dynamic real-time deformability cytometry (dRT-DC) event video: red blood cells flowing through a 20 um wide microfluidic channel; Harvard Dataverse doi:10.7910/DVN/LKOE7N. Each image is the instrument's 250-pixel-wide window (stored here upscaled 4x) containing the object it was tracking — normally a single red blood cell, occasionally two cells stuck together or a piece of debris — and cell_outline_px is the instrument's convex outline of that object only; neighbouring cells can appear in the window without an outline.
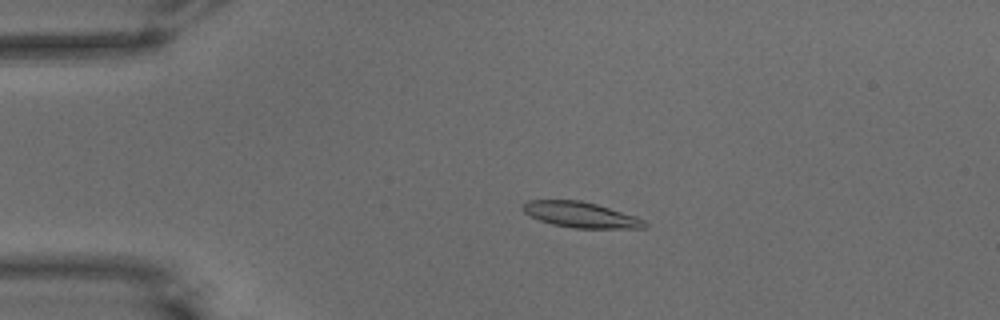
{"species": "common noctule bat (a hibernating species)", "species_latin": "Nyctalus noctula", "temperature_condition": "warm", "stored_images_in_passage": 57, "camera_frame_rate_fps": 3000, "um_per_image_px": 0.085, "animal": {"sex": "male", "body_mass_g": 15.6}, "frame": {"image": 1, "passage_image": 13, "time_ms": 4.0, "image_size_px": [1000, 320], "cell_outline_px": [[648, 224], [644, 228], [572, 228], [552, 224], [540, 220], [524, 212], [524, 204], [528, 200], [580, 200], [596, 204], [636, 216], [644, 220]], "centroid_in_image_um": [49.39, 18.26], "position_along_channel_um": 35.6, "area_um2": 17.98}}
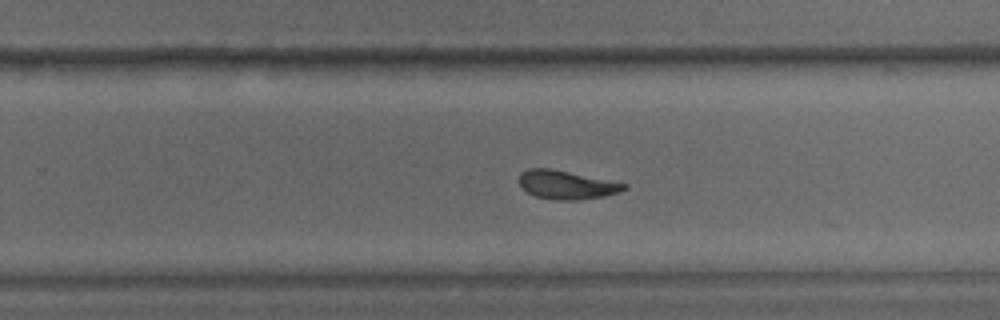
{"frame": {"image": 2, "passage_image": 37, "time_ms": 12.0, "image_size_px": [1000, 320], "cell_outline_px": [[628, 188], [620, 192], [604, 196], [580, 200], [556, 200], [536, 196], [528, 192], [520, 184], [520, 172], [528, 168], [552, 168], [628, 184]], "centroid_in_image_um": [48.18, 15.7], "position_along_channel_um": 281.6, "area_um2": 17.51}}
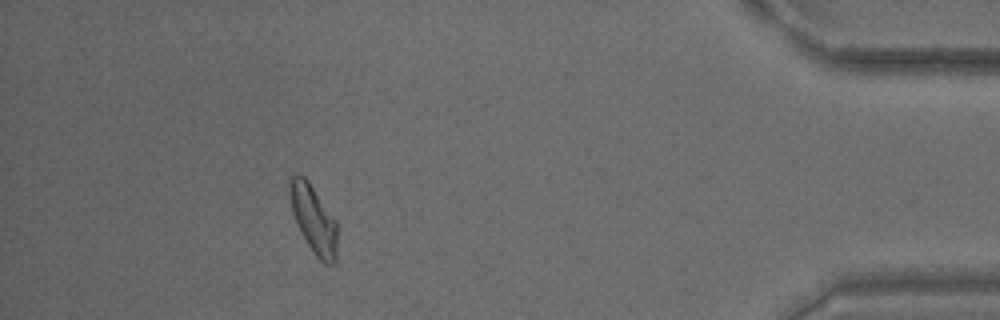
{"frame": {"image": 3, "passage_image": 52, "time_ms": 17.0, "image_size_px": [1000, 320], "cell_outline_px": [[336, 264], [324, 264], [316, 256], [308, 244], [292, 212], [288, 196], [288, 176], [296, 172], [304, 176], [308, 180], [336, 220]], "centroid_in_image_um": [26.62, 18.55], "position_along_channel_um": 408.6, "area_um2": 18.9}, "authors_computed_cell_mechanics": {"area_um2": 17.9758, "velocity_mm_per_s": 3.5713, "shape_relaxation_time_tau1_ms": 7.8113, "shape_relaxation_time_tau2_ms": 2.5855, "deformation_change_tau1": 0.2083, "deformation_change_tau2": 0.0859}}